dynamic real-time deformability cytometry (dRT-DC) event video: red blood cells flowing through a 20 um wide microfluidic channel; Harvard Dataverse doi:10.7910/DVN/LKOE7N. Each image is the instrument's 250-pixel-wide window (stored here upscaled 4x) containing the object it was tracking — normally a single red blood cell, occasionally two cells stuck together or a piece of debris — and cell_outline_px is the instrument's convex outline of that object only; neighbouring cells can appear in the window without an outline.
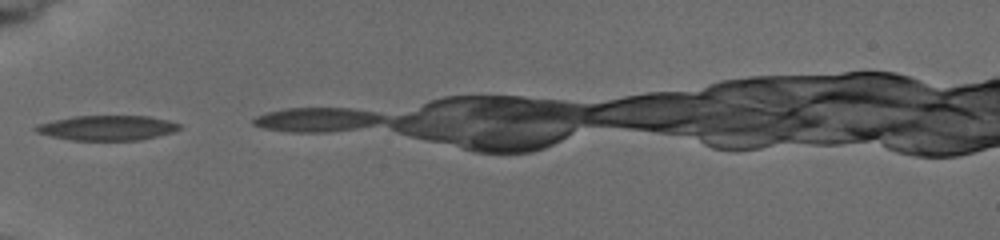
{"species": "common noctule bat (a hibernating species)", "species_latin": "Nyctalus noctula", "temperature_condition": "cold", "stored_images_in_passage": 5, "camera_frame_rate_fps": 3000, "um_per_image_px": 0.085, "animal": {"sex": "female", "body_mass_g": 19.5, "forearm_length_mm": 54.1}, "frame": {"image": 1, "passage_image": 1, "time_ms": 0.0, "image_size_px": [1000, 240], "cell_outline_px": [[184, 128], [172, 132], [140, 140], [72, 140], [52, 136], [36, 132], [32, 128], [36, 124], [52, 120], [76, 116], [148, 116], [168, 120], [180, 124]], "centroid_in_image_um": [9.11, 10.86], "position_along_channel_um": 75.9, "area_um2": 20.87}}